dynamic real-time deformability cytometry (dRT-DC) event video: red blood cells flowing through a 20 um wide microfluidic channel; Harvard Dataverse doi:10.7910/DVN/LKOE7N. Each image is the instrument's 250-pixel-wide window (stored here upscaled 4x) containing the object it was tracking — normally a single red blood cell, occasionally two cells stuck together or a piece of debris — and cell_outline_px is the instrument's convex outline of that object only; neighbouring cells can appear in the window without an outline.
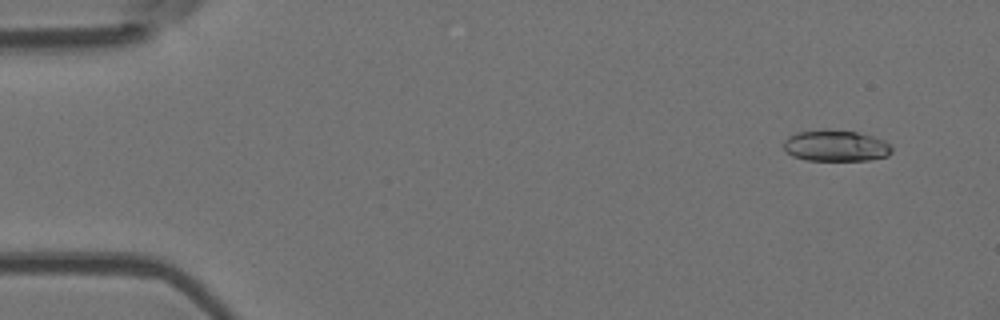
{"species": "Egyptian fruit bat (a non-hibernating species)", "species_latin": "Rousettus aegyptiacus", "temperature_condition": "room temperature", "stored_images_in_passage": 6, "camera_frame_rate_fps": 3000, "um_per_image_px": 0.085, "animal": {"sex": "female"}, "frame": {"image": 1, "passage_image": 2, "time_ms": 1.0, "image_size_px": [1000, 320], "cell_outline_px": [[892, 152], [888, 156], [868, 160], [808, 160], [792, 156], [784, 148], [784, 140], [788, 136], [796, 132], [824, 128], [856, 132], [872, 136], [884, 140], [892, 144]], "centroid_in_image_um": [71.05, 12.37], "position_along_channel_um": 13.9, "area_um2": 19.94}}
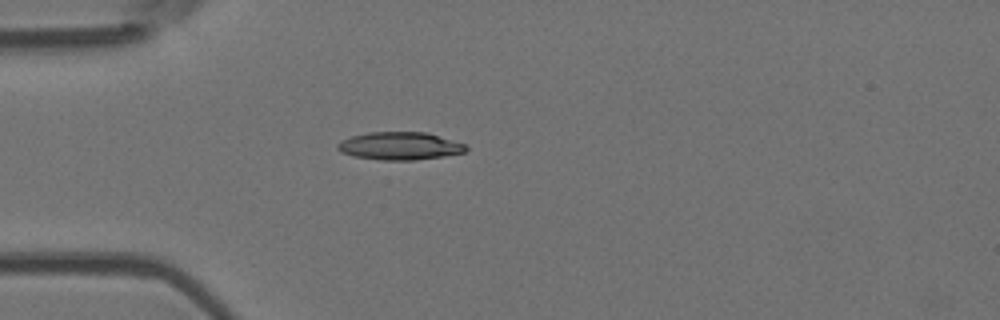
{"frame": {"image": 2, "passage_image": 5, "time_ms": 4.667, "image_size_px": [1000, 320], "cell_outline_px": [[468, 148], [464, 152], [444, 156], [412, 160], [380, 160], [352, 156], [340, 152], [336, 148], [336, 144], [340, 140], [352, 136], [368, 132], [424, 132], [464, 144]], "centroid_in_image_um": [33.9, 12.41], "position_along_channel_um": 51.1, "area_um2": 20.69}}